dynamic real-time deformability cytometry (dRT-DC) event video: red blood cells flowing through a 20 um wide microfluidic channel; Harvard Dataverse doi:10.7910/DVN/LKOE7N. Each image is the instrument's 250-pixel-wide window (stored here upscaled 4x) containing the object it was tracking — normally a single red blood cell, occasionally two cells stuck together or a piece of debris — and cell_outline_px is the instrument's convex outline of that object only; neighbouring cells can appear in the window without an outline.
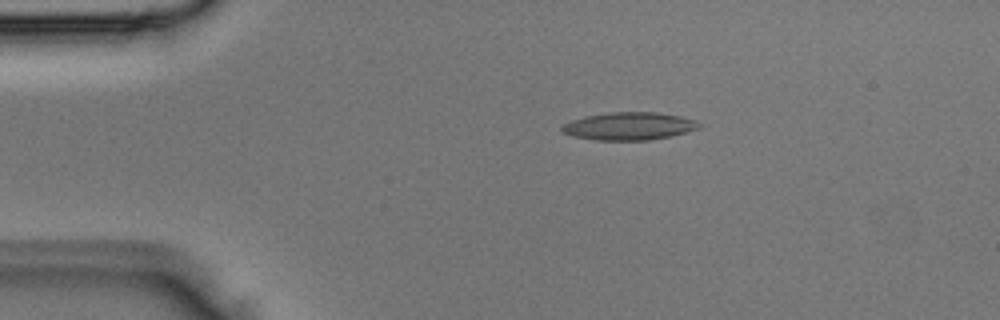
{"species": "Egyptian fruit bat (a non-hibernating species)", "species_latin": "Rousettus aegyptiacus", "temperature_condition": "room temperature", "stored_images_in_passage": 3, "camera_frame_rate_fps": 3000, "um_per_image_px": 0.085, "animal": {"sex": "male"}, "frame": {"image": 1, "passage_image": 2, "time_ms": 0.333, "image_size_px": [1000, 320], "cell_outline_px": [[704, 128], [668, 136], [648, 140], [592, 140], [572, 136], [564, 132], [560, 128], [564, 124], [572, 120], [584, 116], [608, 112], [656, 112], [680, 116], [696, 120], [704, 124]], "centroid_in_image_um": [53.51, 10.72], "position_along_channel_um": 31.5, "area_um2": 22.37}}